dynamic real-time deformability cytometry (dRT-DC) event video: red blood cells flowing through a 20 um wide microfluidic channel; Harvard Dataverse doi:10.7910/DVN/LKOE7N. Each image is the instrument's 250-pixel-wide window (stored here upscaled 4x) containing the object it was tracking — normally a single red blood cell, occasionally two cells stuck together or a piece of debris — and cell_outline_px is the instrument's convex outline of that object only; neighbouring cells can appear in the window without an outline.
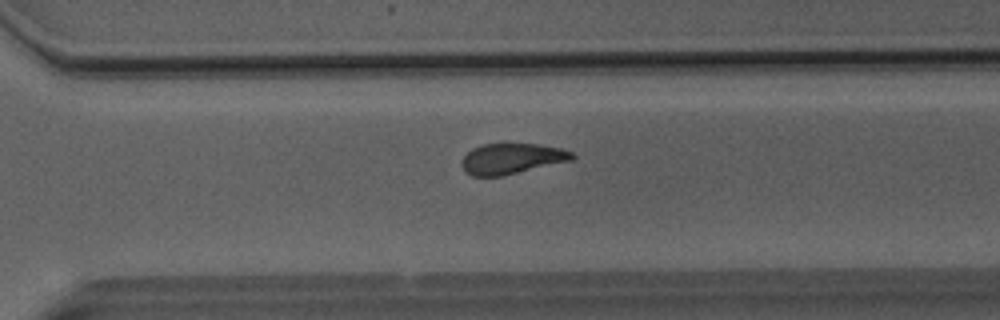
{"species": "Egyptian fruit bat (a non-hibernating species)", "species_latin": "Rousettus aegyptiacus", "temperature_condition": "room temperature", "stored_images_in_passage": 37, "camera_frame_rate_fps": 3000, "um_per_image_px": 0.085, "animal": {"sex": "male"}, "frame": {"image": 1, "passage_image": 32, "time_ms": 10.333, "image_size_px": [1000, 320], "cell_outline_px": [[576, 156], [572, 160], [500, 176], [472, 176], [464, 172], [460, 164], [464, 156], [472, 148], [480, 144], [540, 144], [560, 148], [572, 152]], "centroid_in_image_um": [43.46, 13.48], "position_along_channel_um": 327.1, "area_um2": 19.65}}